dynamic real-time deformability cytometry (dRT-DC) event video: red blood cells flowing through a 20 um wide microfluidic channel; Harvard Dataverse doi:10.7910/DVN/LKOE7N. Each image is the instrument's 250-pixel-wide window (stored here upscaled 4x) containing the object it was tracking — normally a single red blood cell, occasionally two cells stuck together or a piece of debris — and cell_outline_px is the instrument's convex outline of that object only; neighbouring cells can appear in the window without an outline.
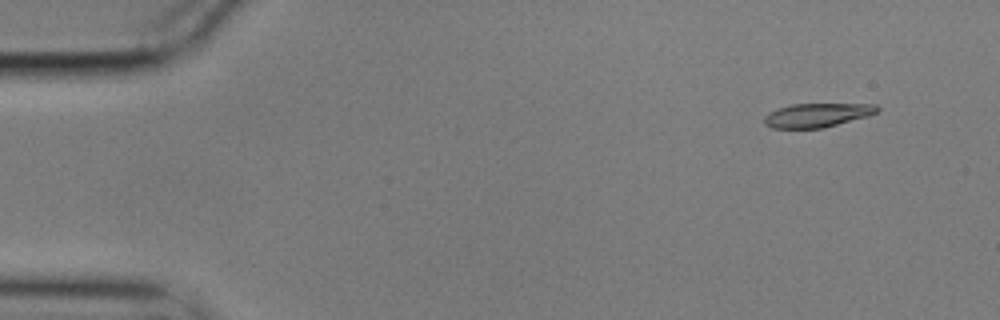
{"species": "common noctule bat (a hibernating species)", "species_latin": "Nyctalus noctula", "temperature_condition": "cold", "stored_images_in_passage": 53, "camera_frame_rate_fps": 3000, "um_per_image_px": 0.085, "animal": {"sex": "male", "body_mass_g": 17.9}, "frame": {"image": 1, "passage_image": 1, "time_ms": 0.0, "image_size_px": [1000, 320], "cell_outline_px": [[880, 108], [876, 112], [868, 116], [824, 128], [772, 128], [764, 124], [764, 116], [768, 112], [776, 108], [792, 104], [876, 104]], "centroid_in_image_um": [69.42, 9.79], "position_along_channel_um": 15.6, "area_um2": 15.84}}
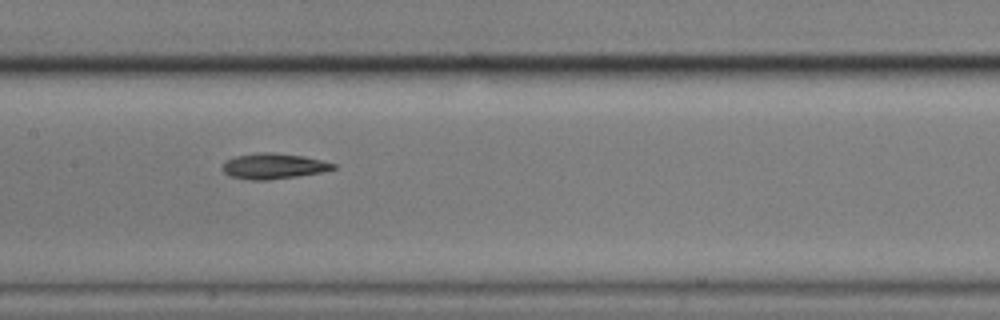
{"frame": {"image": 2, "passage_image": 24, "time_ms": 7.667, "image_size_px": [1000, 320], "cell_outline_px": [[336, 168], [324, 172], [268, 180], [248, 180], [228, 176], [220, 168], [220, 164], [224, 160], [236, 156], [256, 152], [272, 152], [304, 156], [336, 164]], "centroid_in_image_um": [23.18, 14.12], "position_along_channel_um": 184.2, "area_um2": 16.82}}
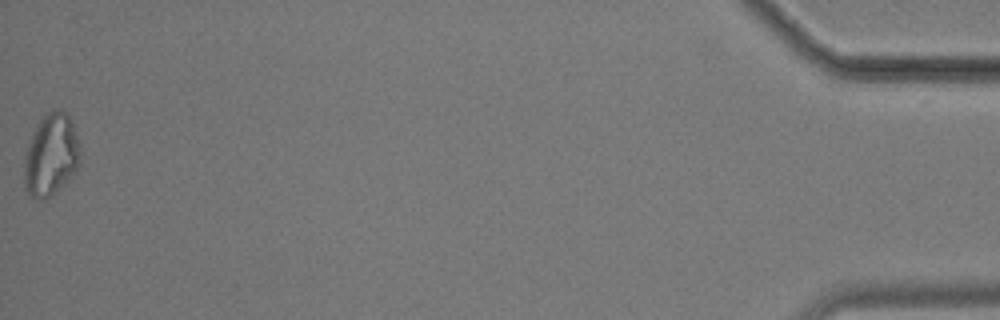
{"frame": {"image": 3, "passage_image": 53, "time_ms": 17.333, "image_size_px": [1000, 320], "cell_outline_px": [[80, 164], [76, 172], [52, 196], [40, 200], [36, 200], [28, 196], [24, 184], [24, 156], [28, 144], [40, 120], [44, 116], [56, 108], [60, 108], [68, 112], [80, 144]], "centroid_in_image_um": [4.35, 13.2], "position_along_channel_um": 430.8, "area_um2": 27.17}, "authors_computed_cell_mechanics": {"area_um2": 16.762, "velocity_mm_per_s": 3.5329, "shape_relaxation_time_tau1_ms": null, "shape_relaxation_time_tau2_ms": 7.8708, "deformation_change_tau1": null, "deformation_change_tau2": 0.1524}}